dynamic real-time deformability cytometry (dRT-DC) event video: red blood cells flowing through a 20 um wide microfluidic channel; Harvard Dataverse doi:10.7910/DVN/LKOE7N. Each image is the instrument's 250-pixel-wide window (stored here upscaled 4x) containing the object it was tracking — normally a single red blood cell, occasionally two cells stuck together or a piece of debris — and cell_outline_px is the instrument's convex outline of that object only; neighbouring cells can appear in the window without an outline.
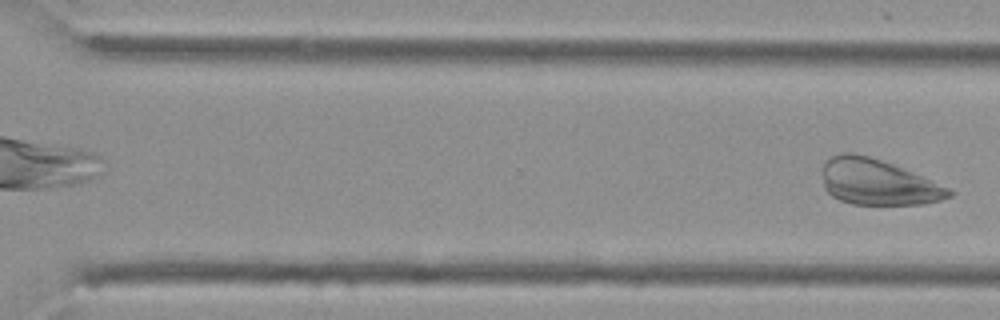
{"species": "Egyptian fruit bat (a non-hibernating species)", "species_latin": "Rousettus aegyptiacus", "temperature_condition": "cold", "stored_images_in_passage": 8, "segment_of_instrument_passage": [2, 2], "camera_frame_rate_fps": 3000, "um_per_image_px": 0.085, "animal": {"sex": "female"}, "frame": {"image": 1, "passage_image": 8, "time_ms": 2.333, "image_size_px": [1000, 320], "cell_outline_px": [[956, 192], [952, 196], [940, 200], [924, 204], [852, 204], [840, 200], [832, 196], [824, 188], [824, 160], [832, 156], [844, 152], [848, 152], [868, 156], [880, 160], [932, 180], [952, 188]], "centroid_in_image_um": [74.65, 15.49], "position_along_channel_um": 295.9, "area_um2": 33.52}}